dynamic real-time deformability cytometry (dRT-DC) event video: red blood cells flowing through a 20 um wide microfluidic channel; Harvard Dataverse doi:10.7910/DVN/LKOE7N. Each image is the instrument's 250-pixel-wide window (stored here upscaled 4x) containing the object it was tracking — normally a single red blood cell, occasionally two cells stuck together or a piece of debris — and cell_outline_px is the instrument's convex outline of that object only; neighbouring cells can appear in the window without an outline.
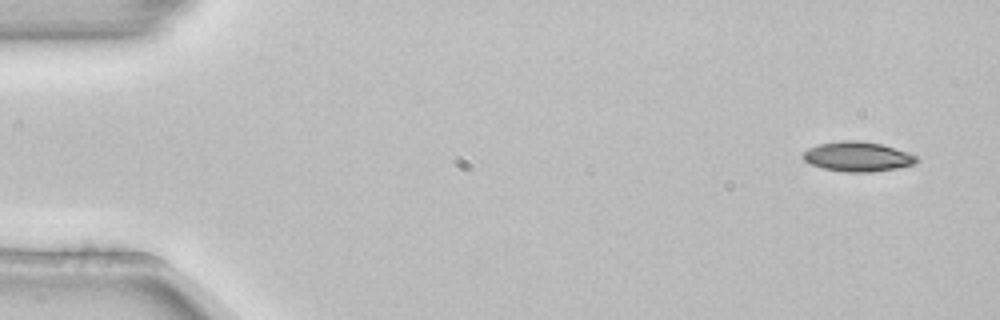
{"species": "common noctule bat (a hibernating species)", "species_latin": "Nyctalus noctula", "temperature_condition": "room temperature", "stored_images_in_passage": 4, "segment_of_instrument_passage": [2, 2], "camera_frame_rate_fps": 3000, "um_per_image_px": 0.085, "animal": {"sex": "female", "body_mass_g": 22.7, "forearm_length_mm": 54.2}, "frame": {"image": 1, "passage_image": 4, "time_ms": 1.0, "image_size_px": [1000, 320], "cell_outline_px": [[920, 160], [912, 164], [896, 168], [872, 172], [844, 172], [824, 168], [812, 164], [804, 160], [800, 156], [808, 148], [820, 144], [844, 140], [860, 140], [880, 144], [908, 152], [916, 156]], "centroid_in_image_um": [72.88, 13.31], "position_along_channel_um": 12.1, "area_um2": 19.54}}